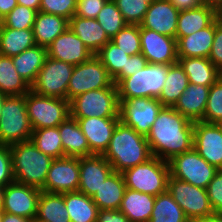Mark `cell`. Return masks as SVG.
Masks as SVG:
<instances>
[{
	"mask_svg": "<svg viewBox=\"0 0 222 222\" xmlns=\"http://www.w3.org/2000/svg\"><path fill=\"white\" fill-rule=\"evenodd\" d=\"M153 156L170 161L193 148L194 122L173 107H163L146 136Z\"/></svg>",
	"mask_w": 222,
	"mask_h": 222,
	"instance_id": "cell-1",
	"label": "cell"
},
{
	"mask_svg": "<svg viewBox=\"0 0 222 222\" xmlns=\"http://www.w3.org/2000/svg\"><path fill=\"white\" fill-rule=\"evenodd\" d=\"M102 156L111 164L113 170L119 173L153 157L146 137L122 121L117 123L108 148Z\"/></svg>",
	"mask_w": 222,
	"mask_h": 222,
	"instance_id": "cell-2",
	"label": "cell"
},
{
	"mask_svg": "<svg viewBox=\"0 0 222 222\" xmlns=\"http://www.w3.org/2000/svg\"><path fill=\"white\" fill-rule=\"evenodd\" d=\"M10 150L15 181L42 189L54 159L39 151L31 140L12 144Z\"/></svg>",
	"mask_w": 222,
	"mask_h": 222,
	"instance_id": "cell-3",
	"label": "cell"
},
{
	"mask_svg": "<svg viewBox=\"0 0 222 222\" xmlns=\"http://www.w3.org/2000/svg\"><path fill=\"white\" fill-rule=\"evenodd\" d=\"M32 131L26 94L6 96L0 115V145L10 146L30 140Z\"/></svg>",
	"mask_w": 222,
	"mask_h": 222,
	"instance_id": "cell-4",
	"label": "cell"
},
{
	"mask_svg": "<svg viewBox=\"0 0 222 222\" xmlns=\"http://www.w3.org/2000/svg\"><path fill=\"white\" fill-rule=\"evenodd\" d=\"M70 117H119L117 86L91 90L77 95L69 101Z\"/></svg>",
	"mask_w": 222,
	"mask_h": 222,
	"instance_id": "cell-5",
	"label": "cell"
},
{
	"mask_svg": "<svg viewBox=\"0 0 222 222\" xmlns=\"http://www.w3.org/2000/svg\"><path fill=\"white\" fill-rule=\"evenodd\" d=\"M122 174L126 188L156 197L167 190L169 164L153 156L145 163L126 169Z\"/></svg>",
	"mask_w": 222,
	"mask_h": 222,
	"instance_id": "cell-6",
	"label": "cell"
},
{
	"mask_svg": "<svg viewBox=\"0 0 222 222\" xmlns=\"http://www.w3.org/2000/svg\"><path fill=\"white\" fill-rule=\"evenodd\" d=\"M170 65L148 63L116 86L119 98H159Z\"/></svg>",
	"mask_w": 222,
	"mask_h": 222,
	"instance_id": "cell-7",
	"label": "cell"
},
{
	"mask_svg": "<svg viewBox=\"0 0 222 222\" xmlns=\"http://www.w3.org/2000/svg\"><path fill=\"white\" fill-rule=\"evenodd\" d=\"M27 114L33 130L58 127L70 116L69 101L26 93Z\"/></svg>",
	"mask_w": 222,
	"mask_h": 222,
	"instance_id": "cell-8",
	"label": "cell"
},
{
	"mask_svg": "<svg viewBox=\"0 0 222 222\" xmlns=\"http://www.w3.org/2000/svg\"><path fill=\"white\" fill-rule=\"evenodd\" d=\"M168 164L172 177L204 189L218 171L216 167L201 157L194 147L173 157Z\"/></svg>",
	"mask_w": 222,
	"mask_h": 222,
	"instance_id": "cell-9",
	"label": "cell"
},
{
	"mask_svg": "<svg viewBox=\"0 0 222 222\" xmlns=\"http://www.w3.org/2000/svg\"><path fill=\"white\" fill-rule=\"evenodd\" d=\"M167 191L183 209L190 222L214 214L207 190L204 188L196 187L169 175Z\"/></svg>",
	"mask_w": 222,
	"mask_h": 222,
	"instance_id": "cell-10",
	"label": "cell"
},
{
	"mask_svg": "<svg viewBox=\"0 0 222 222\" xmlns=\"http://www.w3.org/2000/svg\"><path fill=\"white\" fill-rule=\"evenodd\" d=\"M73 69V65L47 56L31 85V91L40 96L67 99V88Z\"/></svg>",
	"mask_w": 222,
	"mask_h": 222,
	"instance_id": "cell-11",
	"label": "cell"
},
{
	"mask_svg": "<svg viewBox=\"0 0 222 222\" xmlns=\"http://www.w3.org/2000/svg\"><path fill=\"white\" fill-rule=\"evenodd\" d=\"M163 107L157 98H119V120L146 137Z\"/></svg>",
	"mask_w": 222,
	"mask_h": 222,
	"instance_id": "cell-12",
	"label": "cell"
},
{
	"mask_svg": "<svg viewBox=\"0 0 222 222\" xmlns=\"http://www.w3.org/2000/svg\"><path fill=\"white\" fill-rule=\"evenodd\" d=\"M113 79L101 61L93 55L88 61L74 66L68 88L67 100L91 90L110 87Z\"/></svg>",
	"mask_w": 222,
	"mask_h": 222,
	"instance_id": "cell-13",
	"label": "cell"
},
{
	"mask_svg": "<svg viewBox=\"0 0 222 222\" xmlns=\"http://www.w3.org/2000/svg\"><path fill=\"white\" fill-rule=\"evenodd\" d=\"M141 53L148 63L173 65L178 63L177 40L140 26Z\"/></svg>",
	"mask_w": 222,
	"mask_h": 222,
	"instance_id": "cell-14",
	"label": "cell"
},
{
	"mask_svg": "<svg viewBox=\"0 0 222 222\" xmlns=\"http://www.w3.org/2000/svg\"><path fill=\"white\" fill-rule=\"evenodd\" d=\"M79 180V158H57L53 160L41 190L52 193L76 192Z\"/></svg>",
	"mask_w": 222,
	"mask_h": 222,
	"instance_id": "cell-15",
	"label": "cell"
},
{
	"mask_svg": "<svg viewBox=\"0 0 222 222\" xmlns=\"http://www.w3.org/2000/svg\"><path fill=\"white\" fill-rule=\"evenodd\" d=\"M41 191L16 181L10 183L5 187L2 211L34 219Z\"/></svg>",
	"mask_w": 222,
	"mask_h": 222,
	"instance_id": "cell-16",
	"label": "cell"
},
{
	"mask_svg": "<svg viewBox=\"0 0 222 222\" xmlns=\"http://www.w3.org/2000/svg\"><path fill=\"white\" fill-rule=\"evenodd\" d=\"M193 147L210 165L222 169V133L215 123L194 122Z\"/></svg>",
	"mask_w": 222,
	"mask_h": 222,
	"instance_id": "cell-17",
	"label": "cell"
},
{
	"mask_svg": "<svg viewBox=\"0 0 222 222\" xmlns=\"http://www.w3.org/2000/svg\"><path fill=\"white\" fill-rule=\"evenodd\" d=\"M179 12L169 0H152L140 26L176 38Z\"/></svg>",
	"mask_w": 222,
	"mask_h": 222,
	"instance_id": "cell-18",
	"label": "cell"
},
{
	"mask_svg": "<svg viewBox=\"0 0 222 222\" xmlns=\"http://www.w3.org/2000/svg\"><path fill=\"white\" fill-rule=\"evenodd\" d=\"M79 171L78 191L88 197H93L114 170L102 155L94 154L79 158Z\"/></svg>",
	"mask_w": 222,
	"mask_h": 222,
	"instance_id": "cell-19",
	"label": "cell"
},
{
	"mask_svg": "<svg viewBox=\"0 0 222 222\" xmlns=\"http://www.w3.org/2000/svg\"><path fill=\"white\" fill-rule=\"evenodd\" d=\"M78 121L82 133L85 135L90 151L95 155H102L108 148L113 132L120 121L119 117H88L73 118Z\"/></svg>",
	"mask_w": 222,
	"mask_h": 222,
	"instance_id": "cell-20",
	"label": "cell"
},
{
	"mask_svg": "<svg viewBox=\"0 0 222 222\" xmlns=\"http://www.w3.org/2000/svg\"><path fill=\"white\" fill-rule=\"evenodd\" d=\"M47 54L48 57L73 66L82 64L93 56L80 38L69 28L49 45Z\"/></svg>",
	"mask_w": 222,
	"mask_h": 222,
	"instance_id": "cell-21",
	"label": "cell"
},
{
	"mask_svg": "<svg viewBox=\"0 0 222 222\" xmlns=\"http://www.w3.org/2000/svg\"><path fill=\"white\" fill-rule=\"evenodd\" d=\"M209 90L208 86L189 83L173 108L191 122L204 121Z\"/></svg>",
	"mask_w": 222,
	"mask_h": 222,
	"instance_id": "cell-22",
	"label": "cell"
},
{
	"mask_svg": "<svg viewBox=\"0 0 222 222\" xmlns=\"http://www.w3.org/2000/svg\"><path fill=\"white\" fill-rule=\"evenodd\" d=\"M215 35V20L206 28L177 41L178 58H208Z\"/></svg>",
	"mask_w": 222,
	"mask_h": 222,
	"instance_id": "cell-23",
	"label": "cell"
},
{
	"mask_svg": "<svg viewBox=\"0 0 222 222\" xmlns=\"http://www.w3.org/2000/svg\"><path fill=\"white\" fill-rule=\"evenodd\" d=\"M69 29L80 38L93 55L110 41L96 19L73 16L69 20Z\"/></svg>",
	"mask_w": 222,
	"mask_h": 222,
	"instance_id": "cell-24",
	"label": "cell"
},
{
	"mask_svg": "<svg viewBox=\"0 0 222 222\" xmlns=\"http://www.w3.org/2000/svg\"><path fill=\"white\" fill-rule=\"evenodd\" d=\"M58 129L65 157L80 158L94 155L76 119L69 116L58 126Z\"/></svg>",
	"mask_w": 222,
	"mask_h": 222,
	"instance_id": "cell-25",
	"label": "cell"
},
{
	"mask_svg": "<svg viewBox=\"0 0 222 222\" xmlns=\"http://www.w3.org/2000/svg\"><path fill=\"white\" fill-rule=\"evenodd\" d=\"M215 20V7L201 5L198 8L182 10L178 15L176 40L208 27Z\"/></svg>",
	"mask_w": 222,
	"mask_h": 222,
	"instance_id": "cell-26",
	"label": "cell"
},
{
	"mask_svg": "<svg viewBox=\"0 0 222 222\" xmlns=\"http://www.w3.org/2000/svg\"><path fill=\"white\" fill-rule=\"evenodd\" d=\"M68 28L69 20L65 17L38 11L32 28L35 43L48 48Z\"/></svg>",
	"mask_w": 222,
	"mask_h": 222,
	"instance_id": "cell-27",
	"label": "cell"
},
{
	"mask_svg": "<svg viewBox=\"0 0 222 222\" xmlns=\"http://www.w3.org/2000/svg\"><path fill=\"white\" fill-rule=\"evenodd\" d=\"M156 197L126 188L119 211L131 222H148Z\"/></svg>",
	"mask_w": 222,
	"mask_h": 222,
	"instance_id": "cell-28",
	"label": "cell"
},
{
	"mask_svg": "<svg viewBox=\"0 0 222 222\" xmlns=\"http://www.w3.org/2000/svg\"><path fill=\"white\" fill-rule=\"evenodd\" d=\"M125 190L123 174L113 171L93 195L92 200L99 210H119Z\"/></svg>",
	"mask_w": 222,
	"mask_h": 222,
	"instance_id": "cell-29",
	"label": "cell"
},
{
	"mask_svg": "<svg viewBox=\"0 0 222 222\" xmlns=\"http://www.w3.org/2000/svg\"><path fill=\"white\" fill-rule=\"evenodd\" d=\"M189 83L210 87L221 76L222 72L208 58H178Z\"/></svg>",
	"mask_w": 222,
	"mask_h": 222,
	"instance_id": "cell-30",
	"label": "cell"
},
{
	"mask_svg": "<svg viewBox=\"0 0 222 222\" xmlns=\"http://www.w3.org/2000/svg\"><path fill=\"white\" fill-rule=\"evenodd\" d=\"M47 48L35 45L24 50L19 55L12 56L17 73L29 84L34 83L37 74L47 58Z\"/></svg>",
	"mask_w": 222,
	"mask_h": 222,
	"instance_id": "cell-31",
	"label": "cell"
},
{
	"mask_svg": "<svg viewBox=\"0 0 222 222\" xmlns=\"http://www.w3.org/2000/svg\"><path fill=\"white\" fill-rule=\"evenodd\" d=\"M35 45L33 29L0 27V55L12 57Z\"/></svg>",
	"mask_w": 222,
	"mask_h": 222,
	"instance_id": "cell-32",
	"label": "cell"
},
{
	"mask_svg": "<svg viewBox=\"0 0 222 222\" xmlns=\"http://www.w3.org/2000/svg\"><path fill=\"white\" fill-rule=\"evenodd\" d=\"M64 202L71 222H97L99 209L92 197L79 191L65 192Z\"/></svg>",
	"mask_w": 222,
	"mask_h": 222,
	"instance_id": "cell-33",
	"label": "cell"
},
{
	"mask_svg": "<svg viewBox=\"0 0 222 222\" xmlns=\"http://www.w3.org/2000/svg\"><path fill=\"white\" fill-rule=\"evenodd\" d=\"M188 84V77L180 64L170 65L158 100L164 107H174L180 95L187 89Z\"/></svg>",
	"mask_w": 222,
	"mask_h": 222,
	"instance_id": "cell-34",
	"label": "cell"
},
{
	"mask_svg": "<svg viewBox=\"0 0 222 222\" xmlns=\"http://www.w3.org/2000/svg\"><path fill=\"white\" fill-rule=\"evenodd\" d=\"M64 202V193L41 191L36 218L47 222H71Z\"/></svg>",
	"mask_w": 222,
	"mask_h": 222,
	"instance_id": "cell-35",
	"label": "cell"
},
{
	"mask_svg": "<svg viewBox=\"0 0 222 222\" xmlns=\"http://www.w3.org/2000/svg\"><path fill=\"white\" fill-rule=\"evenodd\" d=\"M30 90L29 84L17 73L12 58L0 55V93L25 95Z\"/></svg>",
	"mask_w": 222,
	"mask_h": 222,
	"instance_id": "cell-36",
	"label": "cell"
},
{
	"mask_svg": "<svg viewBox=\"0 0 222 222\" xmlns=\"http://www.w3.org/2000/svg\"><path fill=\"white\" fill-rule=\"evenodd\" d=\"M148 222H190L183 209L166 190L156 196Z\"/></svg>",
	"mask_w": 222,
	"mask_h": 222,
	"instance_id": "cell-37",
	"label": "cell"
},
{
	"mask_svg": "<svg viewBox=\"0 0 222 222\" xmlns=\"http://www.w3.org/2000/svg\"><path fill=\"white\" fill-rule=\"evenodd\" d=\"M30 140L39 151L53 159L65 157L58 127L33 130Z\"/></svg>",
	"mask_w": 222,
	"mask_h": 222,
	"instance_id": "cell-38",
	"label": "cell"
},
{
	"mask_svg": "<svg viewBox=\"0 0 222 222\" xmlns=\"http://www.w3.org/2000/svg\"><path fill=\"white\" fill-rule=\"evenodd\" d=\"M95 56L107 69V72L112 79H114L122 70H126L127 60L130 57L111 41L101 48Z\"/></svg>",
	"mask_w": 222,
	"mask_h": 222,
	"instance_id": "cell-39",
	"label": "cell"
},
{
	"mask_svg": "<svg viewBox=\"0 0 222 222\" xmlns=\"http://www.w3.org/2000/svg\"><path fill=\"white\" fill-rule=\"evenodd\" d=\"M96 20L111 40L127 23L113 0H108L99 12Z\"/></svg>",
	"mask_w": 222,
	"mask_h": 222,
	"instance_id": "cell-40",
	"label": "cell"
},
{
	"mask_svg": "<svg viewBox=\"0 0 222 222\" xmlns=\"http://www.w3.org/2000/svg\"><path fill=\"white\" fill-rule=\"evenodd\" d=\"M110 41L129 56L141 53L140 25L127 24Z\"/></svg>",
	"mask_w": 222,
	"mask_h": 222,
	"instance_id": "cell-41",
	"label": "cell"
},
{
	"mask_svg": "<svg viewBox=\"0 0 222 222\" xmlns=\"http://www.w3.org/2000/svg\"><path fill=\"white\" fill-rule=\"evenodd\" d=\"M152 0H113L125 22L140 25Z\"/></svg>",
	"mask_w": 222,
	"mask_h": 222,
	"instance_id": "cell-42",
	"label": "cell"
},
{
	"mask_svg": "<svg viewBox=\"0 0 222 222\" xmlns=\"http://www.w3.org/2000/svg\"><path fill=\"white\" fill-rule=\"evenodd\" d=\"M37 11L24 5L17 6L3 19V25L16 30L32 29Z\"/></svg>",
	"mask_w": 222,
	"mask_h": 222,
	"instance_id": "cell-43",
	"label": "cell"
},
{
	"mask_svg": "<svg viewBox=\"0 0 222 222\" xmlns=\"http://www.w3.org/2000/svg\"><path fill=\"white\" fill-rule=\"evenodd\" d=\"M222 119V76L210 86L204 113V122L216 123Z\"/></svg>",
	"mask_w": 222,
	"mask_h": 222,
	"instance_id": "cell-44",
	"label": "cell"
},
{
	"mask_svg": "<svg viewBox=\"0 0 222 222\" xmlns=\"http://www.w3.org/2000/svg\"><path fill=\"white\" fill-rule=\"evenodd\" d=\"M77 0H41L39 11L70 20L76 11Z\"/></svg>",
	"mask_w": 222,
	"mask_h": 222,
	"instance_id": "cell-45",
	"label": "cell"
},
{
	"mask_svg": "<svg viewBox=\"0 0 222 222\" xmlns=\"http://www.w3.org/2000/svg\"><path fill=\"white\" fill-rule=\"evenodd\" d=\"M12 155L9 145H0V186L14 182Z\"/></svg>",
	"mask_w": 222,
	"mask_h": 222,
	"instance_id": "cell-46",
	"label": "cell"
},
{
	"mask_svg": "<svg viewBox=\"0 0 222 222\" xmlns=\"http://www.w3.org/2000/svg\"><path fill=\"white\" fill-rule=\"evenodd\" d=\"M206 190L214 213H222V169L216 172Z\"/></svg>",
	"mask_w": 222,
	"mask_h": 222,
	"instance_id": "cell-47",
	"label": "cell"
},
{
	"mask_svg": "<svg viewBox=\"0 0 222 222\" xmlns=\"http://www.w3.org/2000/svg\"><path fill=\"white\" fill-rule=\"evenodd\" d=\"M108 0H77L74 16L96 19Z\"/></svg>",
	"mask_w": 222,
	"mask_h": 222,
	"instance_id": "cell-48",
	"label": "cell"
},
{
	"mask_svg": "<svg viewBox=\"0 0 222 222\" xmlns=\"http://www.w3.org/2000/svg\"><path fill=\"white\" fill-rule=\"evenodd\" d=\"M148 64L147 59L142 53L135 54L129 57L126 64V70H122L114 79L113 83L117 85L122 79L132 76L135 72L142 70Z\"/></svg>",
	"mask_w": 222,
	"mask_h": 222,
	"instance_id": "cell-49",
	"label": "cell"
},
{
	"mask_svg": "<svg viewBox=\"0 0 222 222\" xmlns=\"http://www.w3.org/2000/svg\"><path fill=\"white\" fill-rule=\"evenodd\" d=\"M208 59L222 72V25L215 20V35Z\"/></svg>",
	"mask_w": 222,
	"mask_h": 222,
	"instance_id": "cell-50",
	"label": "cell"
},
{
	"mask_svg": "<svg viewBox=\"0 0 222 222\" xmlns=\"http://www.w3.org/2000/svg\"><path fill=\"white\" fill-rule=\"evenodd\" d=\"M97 222H131L121 211L119 210H99Z\"/></svg>",
	"mask_w": 222,
	"mask_h": 222,
	"instance_id": "cell-51",
	"label": "cell"
},
{
	"mask_svg": "<svg viewBox=\"0 0 222 222\" xmlns=\"http://www.w3.org/2000/svg\"><path fill=\"white\" fill-rule=\"evenodd\" d=\"M179 11L198 8L202 5L200 0H169Z\"/></svg>",
	"mask_w": 222,
	"mask_h": 222,
	"instance_id": "cell-52",
	"label": "cell"
},
{
	"mask_svg": "<svg viewBox=\"0 0 222 222\" xmlns=\"http://www.w3.org/2000/svg\"><path fill=\"white\" fill-rule=\"evenodd\" d=\"M17 0H0V16L4 19L15 7Z\"/></svg>",
	"mask_w": 222,
	"mask_h": 222,
	"instance_id": "cell-53",
	"label": "cell"
},
{
	"mask_svg": "<svg viewBox=\"0 0 222 222\" xmlns=\"http://www.w3.org/2000/svg\"><path fill=\"white\" fill-rule=\"evenodd\" d=\"M33 219L3 212L2 222H32Z\"/></svg>",
	"mask_w": 222,
	"mask_h": 222,
	"instance_id": "cell-54",
	"label": "cell"
},
{
	"mask_svg": "<svg viewBox=\"0 0 222 222\" xmlns=\"http://www.w3.org/2000/svg\"><path fill=\"white\" fill-rule=\"evenodd\" d=\"M17 4L39 11L41 0H17Z\"/></svg>",
	"mask_w": 222,
	"mask_h": 222,
	"instance_id": "cell-55",
	"label": "cell"
},
{
	"mask_svg": "<svg viewBox=\"0 0 222 222\" xmlns=\"http://www.w3.org/2000/svg\"><path fill=\"white\" fill-rule=\"evenodd\" d=\"M195 222H222V213H214Z\"/></svg>",
	"mask_w": 222,
	"mask_h": 222,
	"instance_id": "cell-56",
	"label": "cell"
},
{
	"mask_svg": "<svg viewBox=\"0 0 222 222\" xmlns=\"http://www.w3.org/2000/svg\"><path fill=\"white\" fill-rule=\"evenodd\" d=\"M215 20L217 23L222 25V3L215 7Z\"/></svg>",
	"mask_w": 222,
	"mask_h": 222,
	"instance_id": "cell-57",
	"label": "cell"
},
{
	"mask_svg": "<svg viewBox=\"0 0 222 222\" xmlns=\"http://www.w3.org/2000/svg\"><path fill=\"white\" fill-rule=\"evenodd\" d=\"M203 5H210L216 7L218 4L222 3V0H200Z\"/></svg>",
	"mask_w": 222,
	"mask_h": 222,
	"instance_id": "cell-58",
	"label": "cell"
},
{
	"mask_svg": "<svg viewBox=\"0 0 222 222\" xmlns=\"http://www.w3.org/2000/svg\"><path fill=\"white\" fill-rule=\"evenodd\" d=\"M4 192H5V187L0 186V210H2L3 207Z\"/></svg>",
	"mask_w": 222,
	"mask_h": 222,
	"instance_id": "cell-59",
	"label": "cell"
},
{
	"mask_svg": "<svg viewBox=\"0 0 222 222\" xmlns=\"http://www.w3.org/2000/svg\"><path fill=\"white\" fill-rule=\"evenodd\" d=\"M6 96L7 95H5L3 93H0V115H1L2 106H3V103L5 101Z\"/></svg>",
	"mask_w": 222,
	"mask_h": 222,
	"instance_id": "cell-60",
	"label": "cell"
},
{
	"mask_svg": "<svg viewBox=\"0 0 222 222\" xmlns=\"http://www.w3.org/2000/svg\"><path fill=\"white\" fill-rule=\"evenodd\" d=\"M222 133V119L215 123Z\"/></svg>",
	"mask_w": 222,
	"mask_h": 222,
	"instance_id": "cell-61",
	"label": "cell"
},
{
	"mask_svg": "<svg viewBox=\"0 0 222 222\" xmlns=\"http://www.w3.org/2000/svg\"><path fill=\"white\" fill-rule=\"evenodd\" d=\"M32 222H47V221H44V220H40V219H37L36 217L33 219Z\"/></svg>",
	"mask_w": 222,
	"mask_h": 222,
	"instance_id": "cell-62",
	"label": "cell"
},
{
	"mask_svg": "<svg viewBox=\"0 0 222 222\" xmlns=\"http://www.w3.org/2000/svg\"><path fill=\"white\" fill-rule=\"evenodd\" d=\"M2 218H3V211L0 210V222H2Z\"/></svg>",
	"mask_w": 222,
	"mask_h": 222,
	"instance_id": "cell-63",
	"label": "cell"
},
{
	"mask_svg": "<svg viewBox=\"0 0 222 222\" xmlns=\"http://www.w3.org/2000/svg\"><path fill=\"white\" fill-rule=\"evenodd\" d=\"M2 24H3V19L0 16V27L2 26Z\"/></svg>",
	"mask_w": 222,
	"mask_h": 222,
	"instance_id": "cell-64",
	"label": "cell"
}]
</instances>
